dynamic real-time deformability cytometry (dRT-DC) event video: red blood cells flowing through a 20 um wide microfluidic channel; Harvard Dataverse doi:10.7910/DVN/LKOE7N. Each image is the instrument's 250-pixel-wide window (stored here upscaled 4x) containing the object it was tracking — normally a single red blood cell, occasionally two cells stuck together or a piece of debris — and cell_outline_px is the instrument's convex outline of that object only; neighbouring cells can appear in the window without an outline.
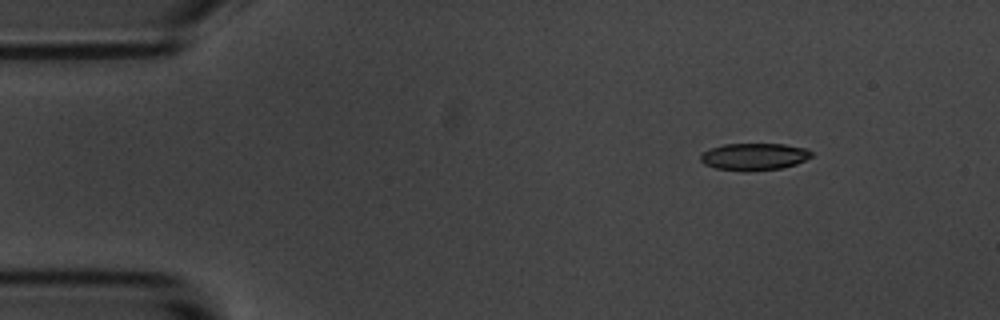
{"species": "common noctule bat (a hibernating species)", "species_latin": "Nyctalus noctula", "temperature_condition": "room temperature", "stored_images_in_passage": 7, "camera_frame_rate_fps": 3000, "um_per_image_px": 0.085, "animal": {"sex": "male", "body_mass_g": 20.1, "forearm_length_mm": 53.5}, "frame": {"image": 1, "passage_image": 2, "time_ms": 1.0, "image_size_px": [1000, 320], "cell_outline_px": [[812, 156], [796, 164], [780, 168], [716, 168], [704, 164], [700, 160], [700, 156], [708, 148], [724, 144], [784, 144], [808, 148], [812, 152]], "centroid_in_image_um": [64.13, 13.25], "position_along_channel_um": 20.9, "area_um2": 16.7}}
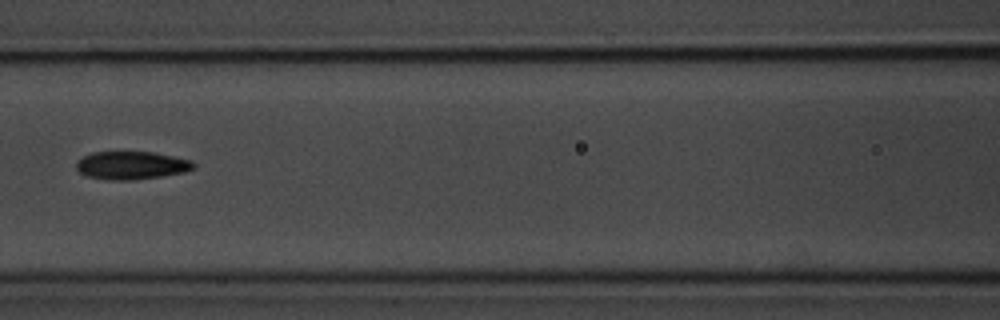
{"frame": {"image": 2, "passage_image": 7, "time_ms": 7.0, "image_size_px": [1000, 320], "cell_outline_px": [[196, 168], [184, 172], [160, 176], [132, 180], [112, 180], [88, 176], [80, 172], [76, 168], [76, 160], [92, 152], [152, 152], [192, 160], [196, 164]], "centroid_in_image_um": [11.19, 14.05], "position_along_channel_um": 155.4, "area_um2": 19.07}}